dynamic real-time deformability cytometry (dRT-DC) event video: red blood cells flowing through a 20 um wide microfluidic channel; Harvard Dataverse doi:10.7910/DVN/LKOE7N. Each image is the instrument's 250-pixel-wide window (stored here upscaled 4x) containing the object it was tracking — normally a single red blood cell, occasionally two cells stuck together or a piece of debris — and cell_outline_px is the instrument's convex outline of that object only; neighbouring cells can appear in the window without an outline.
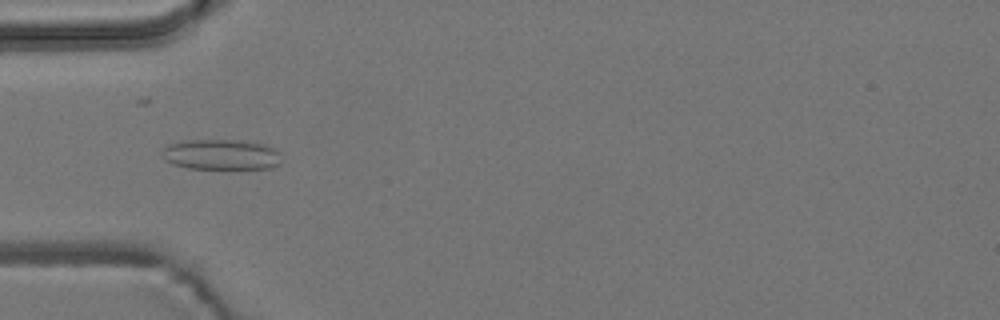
{"species": "common noctule bat (a hibernating species)", "species_latin": "Nyctalus noctula", "temperature_condition": "room temperature", "stored_images_in_passage": 8, "camera_frame_rate_fps": 3000, "um_per_image_px": 0.085, "animal": {"sex": "male", "body_mass_g": 19.2, "forearm_length_mm": 51.8}, "frame": {"image": 1, "passage_image": 5, "time_ms": 5.333, "image_size_px": [1000, 320], "cell_outline_px": [[280, 164], [272, 168], [232, 172], [188, 168], [172, 164], [164, 160], [160, 156], [160, 152], [168, 144], [180, 140], [236, 140], [264, 144], [276, 148], [280, 152]], "centroid_in_image_um": [18.81, 13.19], "position_along_channel_um": 66.2, "area_um2": 22.66}}
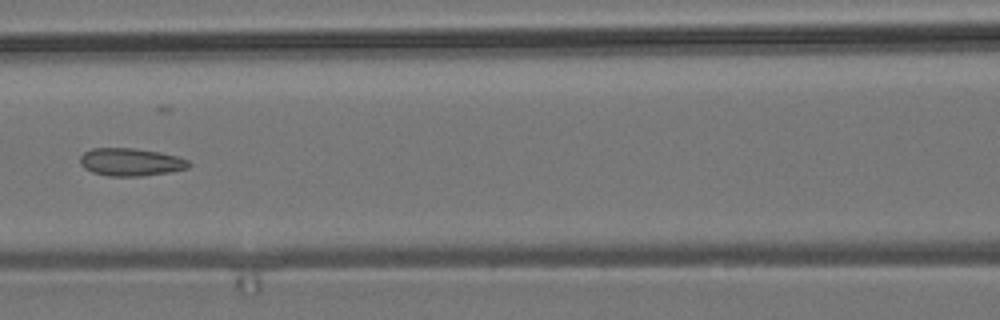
{"frame": {"image": 2, "passage_image": 7, "time_ms": 7.667, "image_size_px": [1000, 320], "cell_outline_px": [[192, 164], [188, 168], [172, 172], [140, 176], [108, 176], [92, 172], [84, 168], [80, 164], [80, 156], [84, 152], [92, 148], [132, 148], [160, 152], [176, 156], [188, 160]], "centroid_in_image_um": [11.11, 13.78], "position_along_channel_um": 155.5, "area_um2": 17.69}}